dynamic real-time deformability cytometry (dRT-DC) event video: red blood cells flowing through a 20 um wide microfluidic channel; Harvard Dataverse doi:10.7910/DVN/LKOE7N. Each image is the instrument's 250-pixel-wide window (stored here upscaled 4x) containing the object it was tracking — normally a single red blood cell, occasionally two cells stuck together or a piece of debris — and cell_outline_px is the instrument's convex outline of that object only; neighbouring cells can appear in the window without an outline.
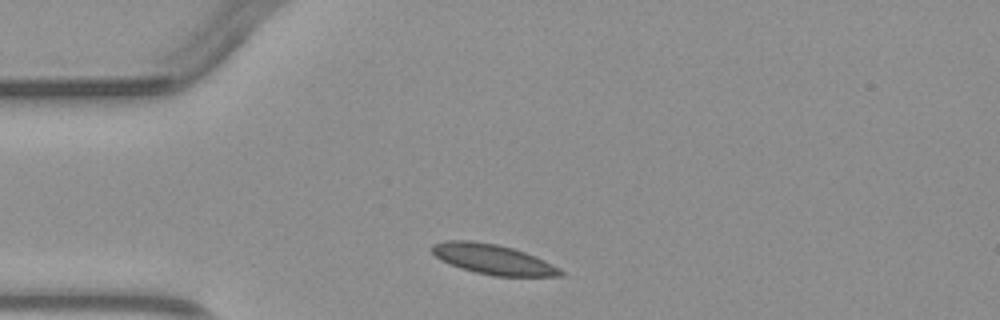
{"species": "common noctule bat (a hibernating species)", "species_latin": "Nyctalus noctula", "temperature_condition": "warm", "stored_images_in_passage": 3, "camera_frame_rate_fps": 3000, "um_per_image_px": 0.085, "animal": {"sex": "male", "body_mass_g": 23.1, "forearm_length_mm": 52.7}, "frame": {"image": 1, "passage_image": 1, "time_ms": 0.0, "image_size_px": [1000, 320], "cell_outline_px": [[564, 276], [492, 276], [460, 268], [440, 260], [432, 252], [432, 244], [448, 240], [472, 240], [496, 244], [512, 248], [524, 252], [544, 260], [560, 268], [564, 272]], "centroid_in_image_um": [41.9, 22.04], "position_along_channel_um": 43.1, "area_um2": 22.43}}
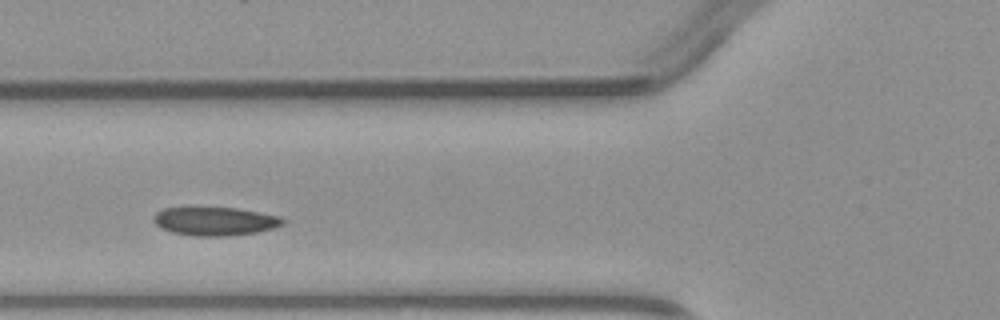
{"frame": {"image": 2, "passage_image": 3, "time_ms": 2.0, "image_size_px": [1000, 320], "cell_outline_px": [[284, 224], [276, 228], [256, 232], [224, 236], [192, 236], [172, 232], [160, 228], [152, 220], [152, 216], [156, 212], [164, 208], [188, 204], [236, 208], [280, 216], [284, 220]], "centroid_in_image_um": [18.18, 18.75], "position_along_channel_um": 107.6, "area_um2": 22.48}}